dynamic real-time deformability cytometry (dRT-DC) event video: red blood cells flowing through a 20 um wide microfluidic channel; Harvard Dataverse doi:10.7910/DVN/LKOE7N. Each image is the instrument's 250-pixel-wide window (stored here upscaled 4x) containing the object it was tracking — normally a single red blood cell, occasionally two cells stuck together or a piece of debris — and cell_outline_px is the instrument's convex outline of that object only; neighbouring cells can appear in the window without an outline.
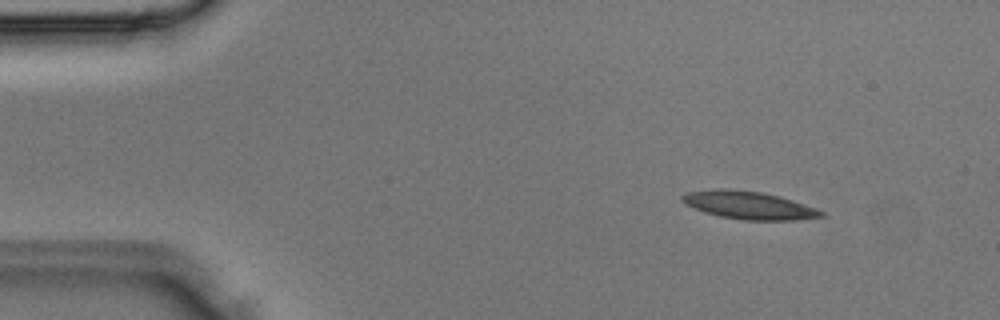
{"species": "Egyptian fruit bat (a non-hibernating species)", "species_latin": "Rousettus aegyptiacus", "temperature_condition": "room temperature", "stored_images_in_passage": 4, "camera_frame_rate_fps": 3000, "um_per_image_px": 0.085, "animal": {"sex": "male"}, "frame": {"image": 1, "passage_image": 1, "time_ms": 0.0, "image_size_px": [1000, 320], "cell_outline_px": [[824, 216], [796, 220], [744, 220], [720, 216], [704, 212], [680, 200], [680, 196], [688, 192], [716, 188], [732, 188], [764, 192], [780, 196], [816, 208], [824, 212]], "centroid_in_image_um": [63.65, 17.43], "position_along_channel_um": 21.3, "area_um2": 22.6}}
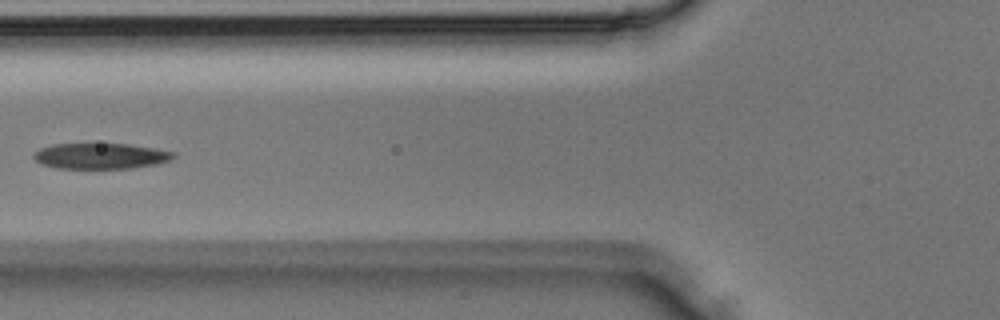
{"frame": {"image": 2, "passage_image": 4, "time_ms": 1.0, "image_size_px": [1000, 320], "cell_outline_px": [[176, 156], [168, 160], [156, 164], [132, 168], [56, 168], [44, 164], [36, 160], [32, 156], [32, 152], [40, 148], [52, 144], [128, 144], [156, 148], [176, 152]], "centroid_in_image_um": [8.55, 13.25], "position_along_channel_um": 117.2, "area_um2": 20.92}}